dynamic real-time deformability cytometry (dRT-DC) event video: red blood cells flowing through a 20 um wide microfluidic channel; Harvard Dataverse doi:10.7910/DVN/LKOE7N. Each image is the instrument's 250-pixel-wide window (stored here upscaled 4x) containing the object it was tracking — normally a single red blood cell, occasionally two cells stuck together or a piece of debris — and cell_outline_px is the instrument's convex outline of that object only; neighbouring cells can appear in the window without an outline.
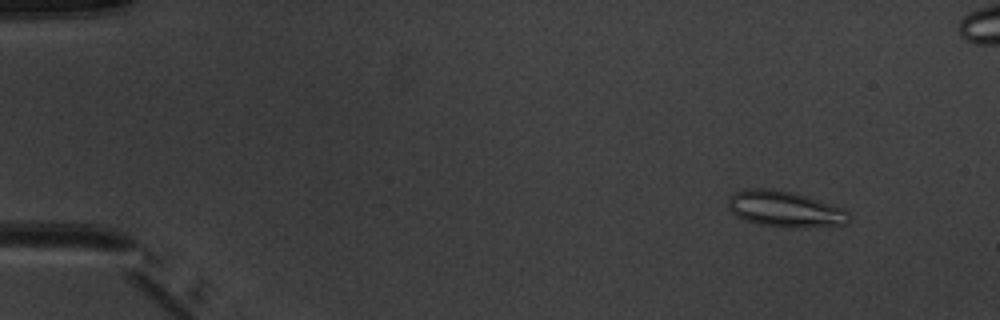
{"species": "common noctule bat (a hibernating species)", "species_latin": "Nyctalus noctula", "temperature_condition": "warm", "stored_images_in_passage": 5, "camera_frame_rate_fps": 3000, "um_per_image_px": 0.085, "animal": {"sex": "male", "body_mass_g": 20.1, "forearm_length_mm": 53.5}, "frame": {"image": 1, "passage_image": 2, "time_ms": 1.0, "image_size_px": [1000, 320], "cell_outline_px": [[852, 220], [848, 224], [804, 228], [796, 228], [760, 224], [744, 220], [736, 216], [728, 208], [728, 200], [736, 192], [744, 188], [768, 188], [792, 192], [840, 208], [848, 212], [852, 216]], "centroid_in_image_um": [66.72, 17.79], "position_along_channel_um": 18.3, "area_um2": 25.2}}